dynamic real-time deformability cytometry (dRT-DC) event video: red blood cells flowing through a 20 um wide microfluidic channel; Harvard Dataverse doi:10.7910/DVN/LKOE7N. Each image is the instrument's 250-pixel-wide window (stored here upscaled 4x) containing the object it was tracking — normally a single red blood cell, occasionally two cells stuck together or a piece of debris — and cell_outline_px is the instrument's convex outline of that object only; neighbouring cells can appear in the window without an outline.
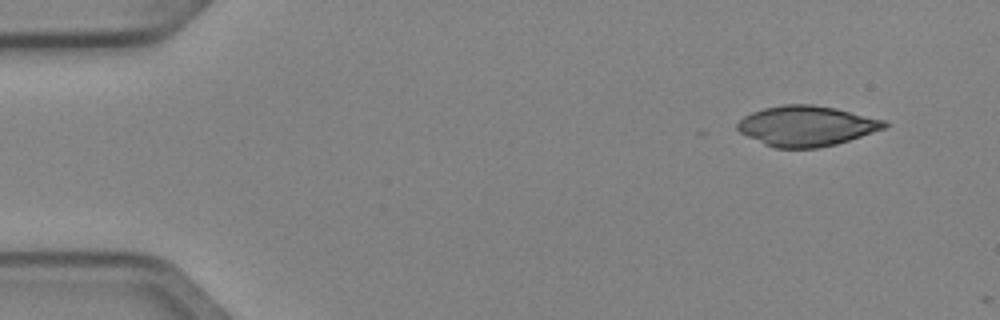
{"species": "Egyptian fruit bat (a non-hibernating species)", "species_latin": "Rousettus aegyptiacus", "temperature_condition": "cold", "stored_images_in_passage": 4, "camera_frame_rate_fps": 3000, "um_per_image_px": 0.085, "animal": {"sex": "female"}, "frame": {"image": 1, "passage_image": 1, "time_ms": 0.0, "image_size_px": [1000, 320], "cell_outline_px": [[892, 124], [888, 128], [836, 144], [816, 148], [772, 148], [740, 132], [736, 128], [736, 124], [744, 116], [752, 112], [764, 108], [784, 104], [812, 104], [836, 108], [888, 120]], "centroid_in_image_um": [68.62, 10.7], "position_along_channel_um": 16.4, "area_um2": 34.85}}